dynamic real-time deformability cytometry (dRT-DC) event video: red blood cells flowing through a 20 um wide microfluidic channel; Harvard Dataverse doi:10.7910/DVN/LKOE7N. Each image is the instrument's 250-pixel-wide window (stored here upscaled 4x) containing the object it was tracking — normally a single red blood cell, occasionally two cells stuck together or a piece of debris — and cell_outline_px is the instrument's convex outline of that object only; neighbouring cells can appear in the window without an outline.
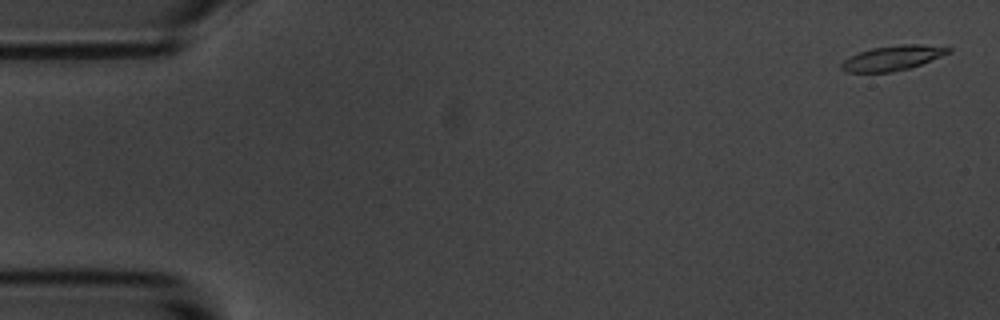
{"species": "common noctule bat (a hibernating species)", "species_latin": "Nyctalus noctula", "temperature_condition": "room temperature", "stored_images_in_passage": 5, "camera_frame_rate_fps": 3000, "um_per_image_px": 0.085, "animal": {"sex": "male", "body_mass_g": 20.1, "forearm_length_mm": 53.5}, "frame": {"image": 1, "passage_image": 1, "time_ms": 0.0, "image_size_px": [1000, 320], "cell_outline_px": [[952, 52], [920, 64], [908, 68], [892, 72], [848, 72], [840, 68], [840, 64], [848, 56], [872, 48], [900, 44], [924, 44], [952, 48]], "centroid_in_image_um": [75.86, 4.92], "position_along_channel_um": 9.1, "area_um2": 15.43}}
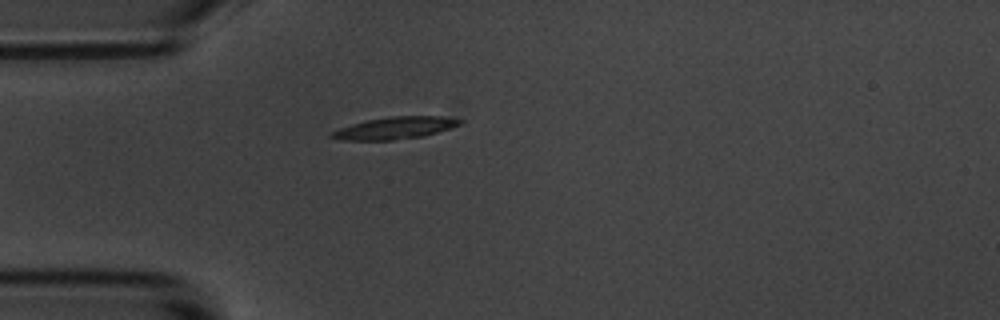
{"frame": {"image": 2, "passage_image": 5, "time_ms": 4.667, "image_size_px": [1000, 320], "cell_outline_px": [[464, 120], [460, 124], [424, 136], [392, 140], [344, 140], [328, 136], [328, 132], [352, 124], [368, 120], [388, 116], [440, 116]], "centroid_in_image_um": [33.52, 10.88], "position_along_channel_um": 51.5, "area_um2": 16.36}}